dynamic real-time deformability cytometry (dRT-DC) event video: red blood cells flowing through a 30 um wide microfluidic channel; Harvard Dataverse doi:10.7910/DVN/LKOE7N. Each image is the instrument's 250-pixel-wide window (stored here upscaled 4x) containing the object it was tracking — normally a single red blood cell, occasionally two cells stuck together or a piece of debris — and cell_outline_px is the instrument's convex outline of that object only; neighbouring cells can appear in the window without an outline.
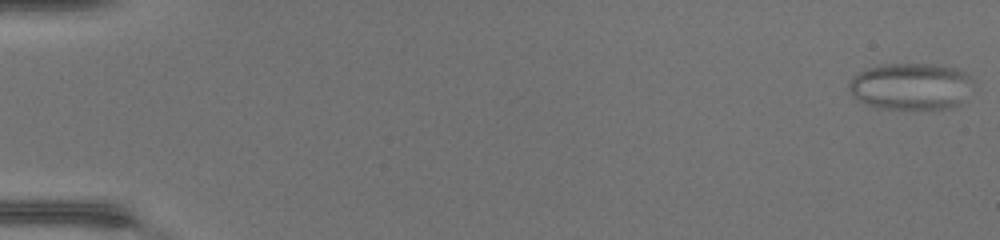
{"species": "common noctule bat (a hibernating species)", "species_latin": "Nyctalus noctula", "temperature_condition": "warm", "stored_images_in_passage": 49, "camera_frame_rate_fps": 3000, "um_per_image_px": 0.085, "animal": {"sex": "female", "body_mass_g": 17.0, "forearm_length_mm": 48.0}, "frame": {"image": 1, "passage_image": 1, "time_ms": 0.0, "image_size_px": [1000, 240], "cell_outline_px": [[972, 80], [960, 104], [956, 108], [876, 108], [864, 104], [852, 96], [848, 92], [848, 84], [852, 76], [868, 68], [880, 64], [936, 64], [956, 68], [972, 76]], "centroid_in_image_um": [77.36, 7.33], "position_along_channel_um": 7.6, "area_um2": 33.93}}
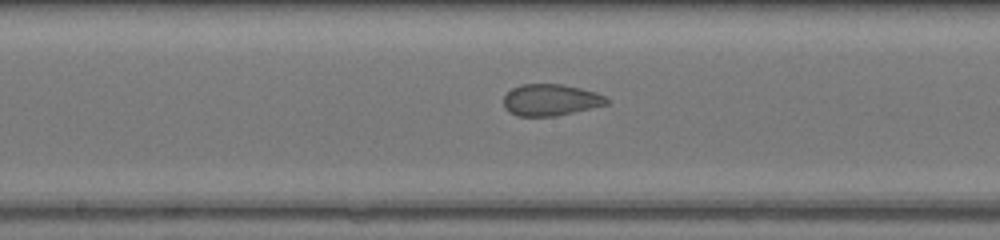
{"frame": {"image": 2, "passage_image": 28, "time_ms": 9.0, "image_size_px": [1000, 240], "cell_outline_px": [[608, 104], [556, 116], [516, 116], [508, 112], [504, 108], [504, 96], [512, 88], [520, 84], [560, 84], [580, 88], [596, 92], [604, 96], [608, 100]], "centroid_in_image_um": [46.76, 8.5], "position_along_channel_um": 201.4, "area_um2": 18.96}}
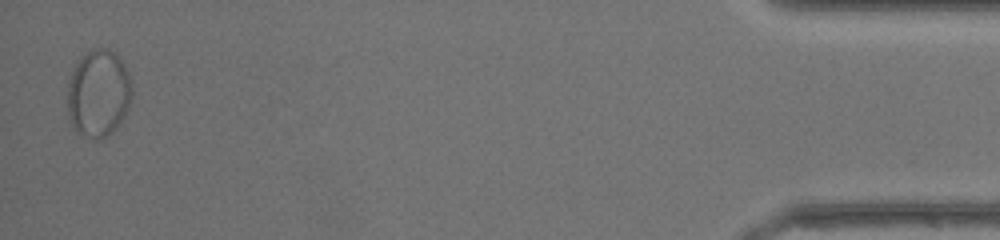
{"frame": {"image": 3, "passage_image": 49, "time_ms": 16.0, "image_size_px": [1000, 240], "cell_outline_px": [[132, 96], [128, 108], [120, 124], [108, 136], [96, 140], [80, 132], [72, 124], [68, 116], [68, 80], [76, 60], [80, 56], [88, 52], [100, 48], [108, 48], [124, 64], [128, 72], [132, 88]], "centroid_in_image_um": [8.37, 7.93], "position_along_channel_um": 426.8, "area_um2": 32.77}}